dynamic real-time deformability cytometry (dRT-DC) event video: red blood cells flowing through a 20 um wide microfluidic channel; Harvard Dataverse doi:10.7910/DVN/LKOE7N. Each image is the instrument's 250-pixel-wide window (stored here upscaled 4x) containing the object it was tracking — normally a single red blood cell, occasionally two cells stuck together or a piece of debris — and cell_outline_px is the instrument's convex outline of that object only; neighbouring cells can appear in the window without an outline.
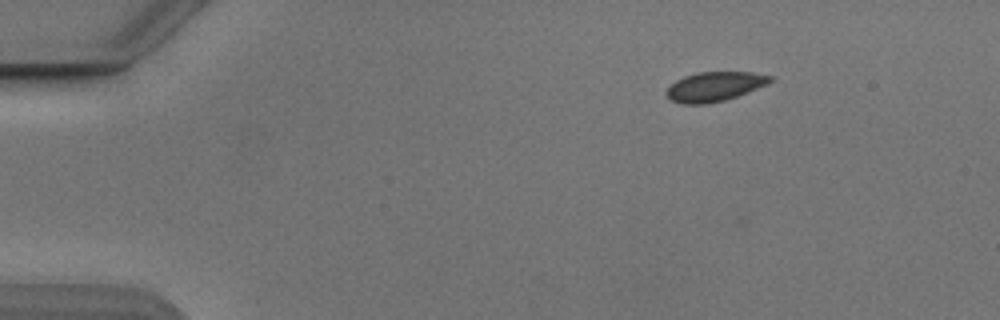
{"species": "Egyptian fruit bat (a non-hibernating species)", "species_latin": "Rousettus aegyptiacus", "temperature_condition": "cold", "stored_images_in_passage": 3, "camera_frame_rate_fps": 3000, "um_per_image_px": 0.085, "animal": {"sex": "male"}, "frame": {"image": 1, "passage_image": 1, "time_ms": 0.0, "image_size_px": [1000, 320], "cell_outline_px": [[776, 80], [768, 84], [748, 92], [724, 100], [704, 104], [680, 104], [672, 100], [664, 92], [676, 80], [684, 76], [696, 72], [752, 72], [776, 76]], "centroid_in_image_um": [60.79, 7.34], "position_along_channel_um": 24.2, "area_um2": 17.98}}